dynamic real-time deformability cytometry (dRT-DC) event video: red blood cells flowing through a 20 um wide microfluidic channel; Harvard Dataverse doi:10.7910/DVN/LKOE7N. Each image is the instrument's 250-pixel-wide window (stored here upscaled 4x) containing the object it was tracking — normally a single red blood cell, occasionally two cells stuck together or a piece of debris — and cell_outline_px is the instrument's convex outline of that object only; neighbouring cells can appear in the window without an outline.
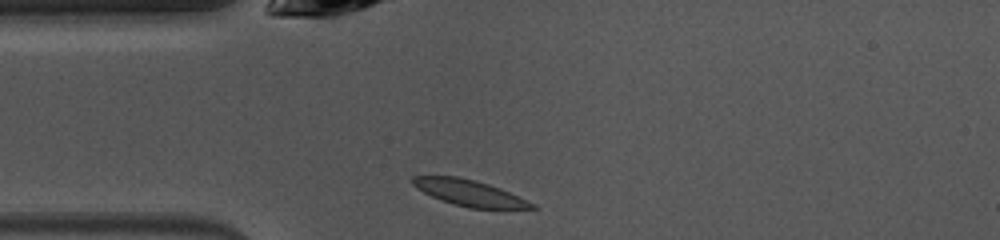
{"species": "common noctule bat (a hibernating species)", "species_latin": "Nyctalus noctula", "temperature_condition": "warm", "stored_images_in_passage": 38, "camera_frame_rate_fps": 3000, "um_per_image_px": 0.085, "animal": {"sex": "female", "body_mass_g": 10.0, "forearm_length_mm": 53.1}, "frame": {"image": 1, "passage_image": 1, "time_ms": 0.0, "image_size_px": [1000, 240], "cell_outline_px": [[540, 208], [468, 208], [452, 204], [440, 200], [416, 188], [412, 184], [412, 176], [456, 176], [476, 180], [500, 188], [536, 204]], "centroid_in_image_um": [39.89, 16.39], "position_along_channel_um": 45.1, "area_um2": 18.03}}
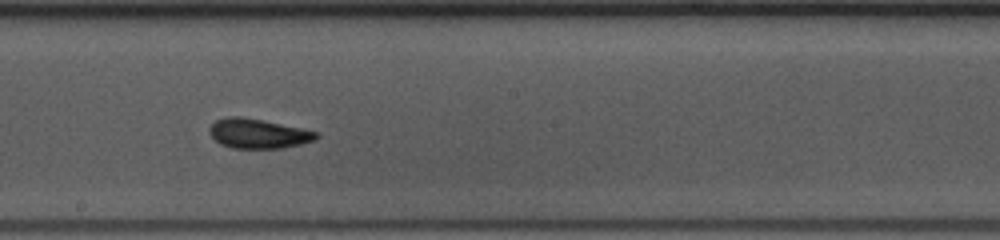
{"frame": {"image": 2, "passage_image": 15, "time_ms": 4.667, "image_size_px": [1000, 240], "cell_outline_px": [[320, 136], [316, 140], [300, 144], [280, 148], [232, 148], [220, 144], [208, 132], [208, 128], [216, 120], [228, 116], [240, 116], [320, 132]], "centroid_in_image_um": [21.94, 11.36], "position_along_channel_um": 226.3, "area_um2": 18.32}}
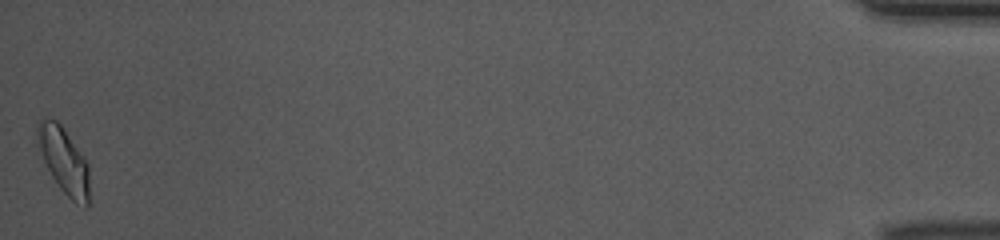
{"frame": {"image": 3, "passage_image": 38, "time_ms": 12.333, "image_size_px": [1000, 240], "cell_outline_px": [[88, 208], [84, 208], [76, 204], [60, 188], [52, 176], [44, 160], [36, 140], [36, 128], [40, 120], [44, 116], [56, 120], [60, 124], [88, 164]], "centroid_in_image_um": [5.41, 13.64], "position_along_channel_um": 429.8, "area_um2": 19.59}, "authors_computed_cell_mechanics": {"area_um2": 18.0047, "velocity_mm_per_s": 4.031, "shape_relaxation_time_tau1_ms": 3.7231, "shape_relaxation_time_tau2_ms": 3.9671, "deformation_change_tau1": 0.1312, "deformation_change_tau2": 0.1046}}